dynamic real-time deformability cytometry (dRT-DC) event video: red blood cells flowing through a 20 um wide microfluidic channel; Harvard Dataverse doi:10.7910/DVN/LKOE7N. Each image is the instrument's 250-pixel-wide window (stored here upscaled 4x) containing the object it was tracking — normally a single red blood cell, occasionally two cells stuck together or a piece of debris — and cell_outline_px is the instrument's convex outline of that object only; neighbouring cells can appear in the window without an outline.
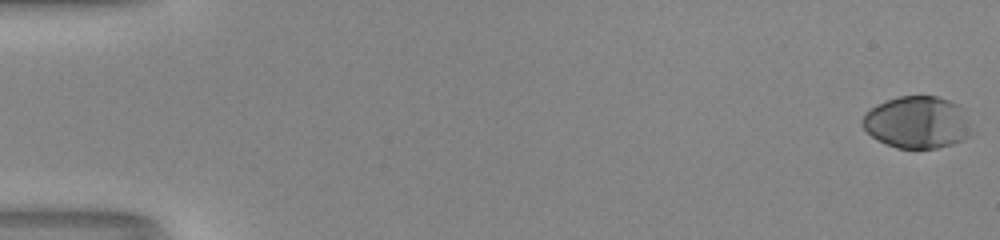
{"species": "human", "species_latin": "Homo sapiens", "temperature_condition": "room temperature", "stored_images_in_passage": 24, "camera_frame_rate_fps": 3000, "um_per_image_px": 0.085, "donor": {"sex": "male"}, "frame": {"image": 1, "passage_image": 1, "time_ms": 0.0, "image_size_px": [1000, 240], "cell_outline_px": [[968, 136], [964, 140], [952, 144], [936, 148], [896, 148], [872, 136], [864, 128], [864, 116], [876, 104], [900, 96], [936, 96], [960, 104], [964, 108], [968, 124]], "centroid_in_image_um": [77.99, 10.39], "position_along_channel_um": 7.0, "area_um2": 32.6}}
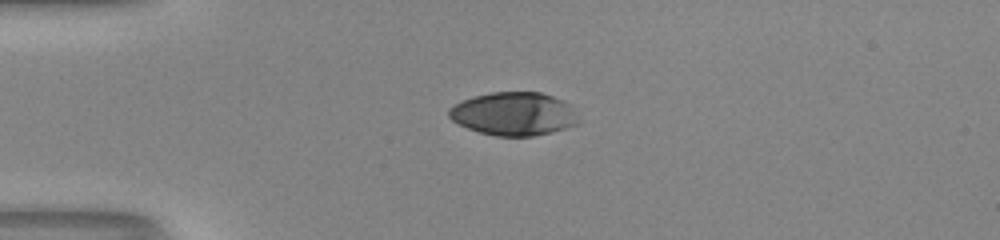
{"frame": {"image": 2, "passage_image": 15, "time_ms": 4.667, "image_size_px": [1000, 240], "cell_outline_px": [[580, 120], [576, 124], [564, 128], [532, 136], [496, 136], [480, 132], [468, 128], [452, 120], [448, 116], [448, 108], [472, 96], [492, 92], [540, 92], [564, 100], [572, 104]], "centroid_in_image_um": [43.69, 9.66], "position_along_channel_um": 41.3, "area_um2": 32.66}}
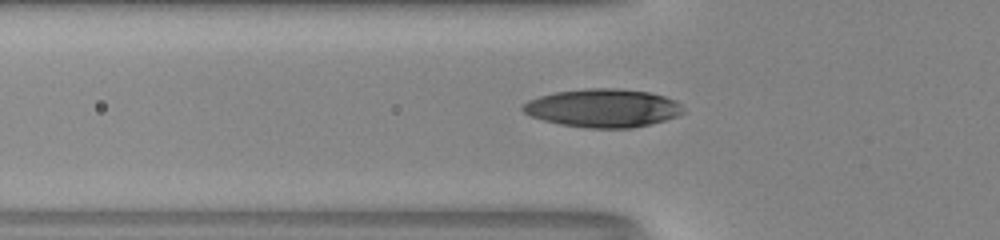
{"frame": {"image": 3, "passage_image": 20, "time_ms": 6.333, "image_size_px": [1000, 240], "cell_outline_px": [[684, 112], [676, 116], [664, 120], [632, 128], [588, 128], [560, 124], [544, 120], [532, 116], [524, 112], [520, 108], [528, 100], [540, 96], [556, 92], [584, 88], [616, 88], [648, 92], [664, 96], [676, 100], [684, 108]], "centroid_in_image_um": [51.25, 9.18], "position_along_channel_um": 74.5, "area_um2": 35.66}}